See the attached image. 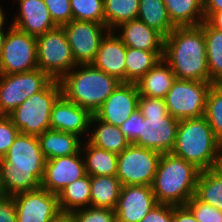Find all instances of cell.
Here are the masks:
<instances>
[{"label":"cell","mask_w":222,"mask_h":222,"mask_svg":"<svg viewBox=\"0 0 222 222\" xmlns=\"http://www.w3.org/2000/svg\"><path fill=\"white\" fill-rule=\"evenodd\" d=\"M46 159L38 136L20 133L0 158V195L13 196L41 187Z\"/></svg>","instance_id":"obj_1"},{"label":"cell","mask_w":222,"mask_h":222,"mask_svg":"<svg viewBox=\"0 0 222 222\" xmlns=\"http://www.w3.org/2000/svg\"><path fill=\"white\" fill-rule=\"evenodd\" d=\"M163 59L176 79L210 82L206 42L200 25L176 27L165 38Z\"/></svg>","instance_id":"obj_2"},{"label":"cell","mask_w":222,"mask_h":222,"mask_svg":"<svg viewBox=\"0 0 222 222\" xmlns=\"http://www.w3.org/2000/svg\"><path fill=\"white\" fill-rule=\"evenodd\" d=\"M222 152L205 116L179 120L174 147L171 151L200 170L214 169Z\"/></svg>","instance_id":"obj_3"},{"label":"cell","mask_w":222,"mask_h":222,"mask_svg":"<svg viewBox=\"0 0 222 222\" xmlns=\"http://www.w3.org/2000/svg\"><path fill=\"white\" fill-rule=\"evenodd\" d=\"M200 171L171 152L162 154L151 185L157 203L186 205L195 195Z\"/></svg>","instance_id":"obj_4"},{"label":"cell","mask_w":222,"mask_h":222,"mask_svg":"<svg viewBox=\"0 0 222 222\" xmlns=\"http://www.w3.org/2000/svg\"><path fill=\"white\" fill-rule=\"evenodd\" d=\"M78 67V68H77ZM62 95L94 114L121 83L90 64H78L59 80Z\"/></svg>","instance_id":"obj_5"},{"label":"cell","mask_w":222,"mask_h":222,"mask_svg":"<svg viewBox=\"0 0 222 222\" xmlns=\"http://www.w3.org/2000/svg\"><path fill=\"white\" fill-rule=\"evenodd\" d=\"M138 109L144 121H141L139 137L132 144L161 154L171 152L175 144L179 120L168 113L165 100L139 95Z\"/></svg>","instance_id":"obj_6"},{"label":"cell","mask_w":222,"mask_h":222,"mask_svg":"<svg viewBox=\"0 0 222 222\" xmlns=\"http://www.w3.org/2000/svg\"><path fill=\"white\" fill-rule=\"evenodd\" d=\"M62 95L59 80L53 79L42 91L33 94L8 116L20 133L39 136L50 129L53 104Z\"/></svg>","instance_id":"obj_7"},{"label":"cell","mask_w":222,"mask_h":222,"mask_svg":"<svg viewBox=\"0 0 222 222\" xmlns=\"http://www.w3.org/2000/svg\"><path fill=\"white\" fill-rule=\"evenodd\" d=\"M36 43L38 69L52 79L60 80L78 65L62 26L37 36Z\"/></svg>","instance_id":"obj_8"},{"label":"cell","mask_w":222,"mask_h":222,"mask_svg":"<svg viewBox=\"0 0 222 222\" xmlns=\"http://www.w3.org/2000/svg\"><path fill=\"white\" fill-rule=\"evenodd\" d=\"M212 83L176 79L164 98L168 113L178 119L204 116Z\"/></svg>","instance_id":"obj_9"},{"label":"cell","mask_w":222,"mask_h":222,"mask_svg":"<svg viewBox=\"0 0 222 222\" xmlns=\"http://www.w3.org/2000/svg\"><path fill=\"white\" fill-rule=\"evenodd\" d=\"M38 69L36 37L10 26L0 53V74H17Z\"/></svg>","instance_id":"obj_10"},{"label":"cell","mask_w":222,"mask_h":222,"mask_svg":"<svg viewBox=\"0 0 222 222\" xmlns=\"http://www.w3.org/2000/svg\"><path fill=\"white\" fill-rule=\"evenodd\" d=\"M52 80L40 69L0 74V115L8 116L26 99L42 91Z\"/></svg>","instance_id":"obj_11"},{"label":"cell","mask_w":222,"mask_h":222,"mask_svg":"<svg viewBox=\"0 0 222 222\" xmlns=\"http://www.w3.org/2000/svg\"><path fill=\"white\" fill-rule=\"evenodd\" d=\"M161 153L130 144L118 154L116 177L125 185L151 186Z\"/></svg>","instance_id":"obj_12"},{"label":"cell","mask_w":222,"mask_h":222,"mask_svg":"<svg viewBox=\"0 0 222 222\" xmlns=\"http://www.w3.org/2000/svg\"><path fill=\"white\" fill-rule=\"evenodd\" d=\"M62 27L77 64H90L94 60L102 38L109 31L105 24L83 20H72Z\"/></svg>","instance_id":"obj_13"},{"label":"cell","mask_w":222,"mask_h":222,"mask_svg":"<svg viewBox=\"0 0 222 222\" xmlns=\"http://www.w3.org/2000/svg\"><path fill=\"white\" fill-rule=\"evenodd\" d=\"M12 197L16 208V222H52L61 215L58 195L42 187Z\"/></svg>","instance_id":"obj_14"},{"label":"cell","mask_w":222,"mask_h":222,"mask_svg":"<svg viewBox=\"0 0 222 222\" xmlns=\"http://www.w3.org/2000/svg\"><path fill=\"white\" fill-rule=\"evenodd\" d=\"M83 152L46 160L41 187L57 194L68 184L85 176Z\"/></svg>","instance_id":"obj_15"},{"label":"cell","mask_w":222,"mask_h":222,"mask_svg":"<svg viewBox=\"0 0 222 222\" xmlns=\"http://www.w3.org/2000/svg\"><path fill=\"white\" fill-rule=\"evenodd\" d=\"M138 97L136 83L121 82L94 115L119 127L138 108Z\"/></svg>","instance_id":"obj_16"},{"label":"cell","mask_w":222,"mask_h":222,"mask_svg":"<svg viewBox=\"0 0 222 222\" xmlns=\"http://www.w3.org/2000/svg\"><path fill=\"white\" fill-rule=\"evenodd\" d=\"M158 204L151 186H122L115 215L117 222H140Z\"/></svg>","instance_id":"obj_17"},{"label":"cell","mask_w":222,"mask_h":222,"mask_svg":"<svg viewBox=\"0 0 222 222\" xmlns=\"http://www.w3.org/2000/svg\"><path fill=\"white\" fill-rule=\"evenodd\" d=\"M92 113L61 95L53 104L50 115V129L72 133L79 137L89 133Z\"/></svg>","instance_id":"obj_18"},{"label":"cell","mask_w":222,"mask_h":222,"mask_svg":"<svg viewBox=\"0 0 222 222\" xmlns=\"http://www.w3.org/2000/svg\"><path fill=\"white\" fill-rule=\"evenodd\" d=\"M114 33L116 32L108 31L102 38L97 54L91 64L120 82H126L125 59L127 47Z\"/></svg>","instance_id":"obj_19"},{"label":"cell","mask_w":222,"mask_h":222,"mask_svg":"<svg viewBox=\"0 0 222 222\" xmlns=\"http://www.w3.org/2000/svg\"><path fill=\"white\" fill-rule=\"evenodd\" d=\"M19 13L12 26L35 37L57 27L43 0H18Z\"/></svg>","instance_id":"obj_20"},{"label":"cell","mask_w":222,"mask_h":222,"mask_svg":"<svg viewBox=\"0 0 222 222\" xmlns=\"http://www.w3.org/2000/svg\"><path fill=\"white\" fill-rule=\"evenodd\" d=\"M116 29L120 32L117 36L126 47L146 51H164L165 37L139 19L119 25L114 32Z\"/></svg>","instance_id":"obj_21"},{"label":"cell","mask_w":222,"mask_h":222,"mask_svg":"<svg viewBox=\"0 0 222 222\" xmlns=\"http://www.w3.org/2000/svg\"><path fill=\"white\" fill-rule=\"evenodd\" d=\"M175 80L172 68L162 58L139 79L136 85L139 95L164 99Z\"/></svg>","instance_id":"obj_22"},{"label":"cell","mask_w":222,"mask_h":222,"mask_svg":"<svg viewBox=\"0 0 222 222\" xmlns=\"http://www.w3.org/2000/svg\"><path fill=\"white\" fill-rule=\"evenodd\" d=\"M81 138L72 133L51 129L38 136L46 160L79 153L82 147Z\"/></svg>","instance_id":"obj_23"},{"label":"cell","mask_w":222,"mask_h":222,"mask_svg":"<svg viewBox=\"0 0 222 222\" xmlns=\"http://www.w3.org/2000/svg\"><path fill=\"white\" fill-rule=\"evenodd\" d=\"M93 123H97V128L93 126ZM90 124L94 127L92 133L88 136L90 144L116 154H120L122 150L130 145L120 127L101 121L94 114L91 117Z\"/></svg>","instance_id":"obj_24"},{"label":"cell","mask_w":222,"mask_h":222,"mask_svg":"<svg viewBox=\"0 0 222 222\" xmlns=\"http://www.w3.org/2000/svg\"><path fill=\"white\" fill-rule=\"evenodd\" d=\"M90 194L91 176L88 174L68 184L58 193L61 214H70L76 210L90 207Z\"/></svg>","instance_id":"obj_25"},{"label":"cell","mask_w":222,"mask_h":222,"mask_svg":"<svg viewBox=\"0 0 222 222\" xmlns=\"http://www.w3.org/2000/svg\"><path fill=\"white\" fill-rule=\"evenodd\" d=\"M175 27L197 26L205 21L204 0H163Z\"/></svg>","instance_id":"obj_26"},{"label":"cell","mask_w":222,"mask_h":222,"mask_svg":"<svg viewBox=\"0 0 222 222\" xmlns=\"http://www.w3.org/2000/svg\"><path fill=\"white\" fill-rule=\"evenodd\" d=\"M121 189L116 176H91L90 207L115 210Z\"/></svg>","instance_id":"obj_27"},{"label":"cell","mask_w":222,"mask_h":222,"mask_svg":"<svg viewBox=\"0 0 222 222\" xmlns=\"http://www.w3.org/2000/svg\"><path fill=\"white\" fill-rule=\"evenodd\" d=\"M82 145L81 151L84 152L83 157L88 175L116 176L118 154L98 148L88 141Z\"/></svg>","instance_id":"obj_28"},{"label":"cell","mask_w":222,"mask_h":222,"mask_svg":"<svg viewBox=\"0 0 222 222\" xmlns=\"http://www.w3.org/2000/svg\"><path fill=\"white\" fill-rule=\"evenodd\" d=\"M137 19L165 38L176 28L170 20L163 0H139Z\"/></svg>","instance_id":"obj_29"},{"label":"cell","mask_w":222,"mask_h":222,"mask_svg":"<svg viewBox=\"0 0 222 222\" xmlns=\"http://www.w3.org/2000/svg\"><path fill=\"white\" fill-rule=\"evenodd\" d=\"M164 51H146L127 47L126 82L137 83L139 79L152 69L162 58Z\"/></svg>","instance_id":"obj_30"},{"label":"cell","mask_w":222,"mask_h":222,"mask_svg":"<svg viewBox=\"0 0 222 222\" xmlns=\"http://www.w3.org/2000/svg\"><path fill=\"white\" fill-rule=\"evenodd\" d=\"M200 26L206 42L207 66L211 83H222V32L211 27L206 21Z\"/></svg>","instance_id":"obj_31"},{"label":"cell","mask_w":222,"mask_h":222,"mask_svg":"<svg viewBox=\"0 0 222 222\" xmlns=\"http://www.w3.org/2000/svg\"><path fill=\"white\" fill-rule=\"evenodd\" d=\"M195 196L222 211V173L217 168L200 171Z\"/></svg>","instance_id":"obj_32"},{"label":"cell","mask_w":222,"mask_h":222,"mask_svg":"<svg viewBox=\"0 0 222 222\" xmlns=\"http://www.w3.org/2000/svg\"><path fill=\"white\" fill-rule=\"evenodd\" d=\"M139 0H104L105 25L114 31L119 25L137 19Z\"/></svg>","instance_id":"obj_33"},{"label":"cell","mask_w":222,"mask_h":222,"mask_svg":"<svg viewBox=\"0 0 222 222\" xmlns=\"http://www.w3.org/2000/svg\"><path fill=\"white\" fill-rule=\"evenodd\" d=\"M204 116L222 143V83H212L206 99Z\"/></svg>","instance_id":"obj_34"},{"label":"cell","mask_w":222,"mask_h":222,"mask_svg":"<svg viewBox=\"0 0 222 222\" xmlns=\"http://www.w3.org/2000/svg\"><path fill=\"white\" fill-rule=\"evenodd\" d=\"M73 20L105 24L104 0H70Z\"/></svg>","instance_id":"obj_35"},{"label":"cell","mask_w":222,"mask_h":222,"mask_svg":"<svg viewBox=\"0 0 222 222\" xmlns=\"http://www.w3.org/2000/svg\"><path fill=\"white\" fill-rule=\"evenodd\" d=\"M73 222H117L115 210L87 207L69 214Z\"/></svg>","instance_id":"obj_36"},{"label":"cell","mask_w":222,"mask_h":222,"mask_svg":"<svg viewBox=\"0 0 222 222\" xmlns=\"http://www.w3.org/2000/svg\"><path fill=\"white\" fill-rule=\"evenodd\" d=\"M186 206L199 222H222V211L200 201L195 195L189 199Z\"/></svg>","instance_id":"obj_37"},{"label":"cell","mask_w":222,"mask_h":222,"mask_svg":"<svg viewBox=\"0 0 222 222\" xmlns=\"http://www.w3.org/2000/svg\"><path fill=\"white\" fill-rule=\"evenodd\" d=\"M50 16L57 26H62L73 20L70 0H43Z\"/></svg>","instance_id":"obj_38"},{"label":"cell","mask_w":222,"mask_h":222,"mask_svg":"<svg viewBox=\"0 0 222 222\" xmlns=\"http://www.w3.org/2000/svg\"><path fill=\"white\" fill-rule=\"evenodd\" d=\"M19 130L9 116L0 115V158H3L13 144Z\"/></svg>","instance_id":"obj_39"},{"label":"cell","mask_w":222,"mask_h":222,"mask_svg":"<svg viewBox=\"0 0 222 222\" xmlns=\"http://www.w3.org/2000/svg\"><path fill=\"white\" fill-rule=\"evenodd\" d=\"M141 121H144V117L137 108L131 116L119 126L121 132L130 144H132L140 135Z\"/></svg>","instance_id":"obj_40"},{"label":"cell","mask_w":222,"mask_h":222,"mask_svg":"<svg viewBox=\"0 0 222 222\" xmlns=\"http://www.w3.org/2000/svg\"><path fill=\"white\" fill-rule=\"evenodd\" d=\"M140 222H173V205L156 204Z\"/></svg>","instance_id":"obj_41"},{"label":"cell","mask_w":222,"mask_h":222,"mask_svg":"<svg viewBox=\"0 0 222 222\" xmlns=\"http://www.w3.org/2000/svg\"><path fill=\"white\" fill-rule=\"evenodd\" d=\"M16 219L13 197L0 195V222H16Z\"/></svg>","instance_id":"obj_42"},{"label":"cell","mask_w":222,"mask_h":222,"mask_svg":"<svg viewBox=\"0 0 222 222\" xmlns=\"http://www.w3.org/2000/svg\"><path fill=\"white\" fill-rule=\"evenodd\" d=\"M173 222H199L186 205H173Z\"/></svg>","instance_id":"obj_43"},{"label":"cell","mask_w":222,"mask_h":222,"mask_svg":"<svg viewBox=\"0 0 222 222\" xmlns=\"http://www.w3.org/2000/svg\"><path fill=\"white\" fill-rule=\"evenodd\" d=\"M204 15L211 27L222 32V12H204Z\"/></svg>","instance_id":"obj_44"},{"label":"cell","mask_w":222,"mask_h":222,"mask_svg":"<svg viewBox=\"0 0 222 222\" xmlns=\"http://www.w3.org/2000/svg\"><path fill=\"white\" fill-rule=\"evenodd\" d=\"M204 12H222V0H204Z\"/></svg>","instance_id":"obj_45"},{"label":"cell","mask_w":222,"mask_h":222,"mask_svg":"<svg viewBox=\"0 0 222 222\" xmlns=\"http://www.w3.org/2000/svg\"><path fill=\"white\" fill-rule=\"evenodd\" d=\"M52 222H73L69 214H61Z\"/></svg>","instance_id":"obj_46"},{"label":"cell","mask_w":222,"mask_h":222,"mask_svg":"<svg viewBox=\"0 0 222 222\" xmlns=\"http://www.w3.org/2000/svg\"><path fill=\"white\" fill-rule=\"evenodd\" d=\"M5 20L6 18H5L4 12L2 8L0 7V33H5L3 30L4 29L3 25H5Z\"/></svg>","instance_id":"obj_47"},{"label":"cell","mask_w":222,"mask_h":222,"mask_svg":"<svg viewBox=\"0 0 222 222\" xmlns=\"http://www.w3.org/2000/svg\"><path fill=\"white\" fill-rule=\"evenodd\" d=\"M216 168L222 173V152H221V154L219 156Z\"/></svg>","instance_id":"obj_48"},{"label":"cell","mask_w":222,"mask_h":222,"mask_svg":"<svg viewBox=\"0 0 222 222\" xmlns=\"http://www.w3.org/2000/svg\"><path fill=\"white\" fill-rule=\"evenodd\" d=\"M6 33H0V53H1V49H2V45H3V40L5 37Z\"/></svg>","instance_id":"obj_49"}]
</instances>
